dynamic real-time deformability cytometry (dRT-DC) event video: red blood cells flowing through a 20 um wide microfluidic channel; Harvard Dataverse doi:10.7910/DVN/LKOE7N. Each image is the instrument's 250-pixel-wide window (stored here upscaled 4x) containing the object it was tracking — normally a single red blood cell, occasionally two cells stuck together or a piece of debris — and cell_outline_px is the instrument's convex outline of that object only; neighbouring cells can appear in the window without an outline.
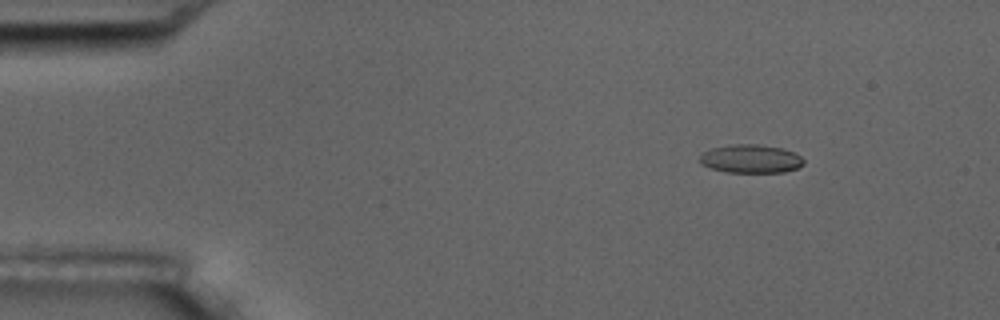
{"species": "common noctule bat (a hibernating species)", "species_latin": "Nyctalus noctula", "temperature_condition": "room temperature", "stored_images_in_passage": 10, "camera_frame_rate_fps": 3000, "um_per_image_px": 0.085, "animal": {"sex": "male", "body_mass_g": 17.5, "forearm_length_mm": 52.3}, "frame": {"image": 1, "passage_image": 1, "time_ms": 0.0, "image_size_px": [1000, 320], "cell_outline_px": [[804, 164], [796, 168], [784, 172], [728, 172], [712, 168], [700, 164], [700, 156], [704, 152], [712, 148], [732, 144], [760, 144], [780, 148], [792, 152], [800, 156], [804, 160]], "centroid_in_image_um": [63.81, 13.49], "position_along_channel_um": 21.2, "area_um2": 17.05}}
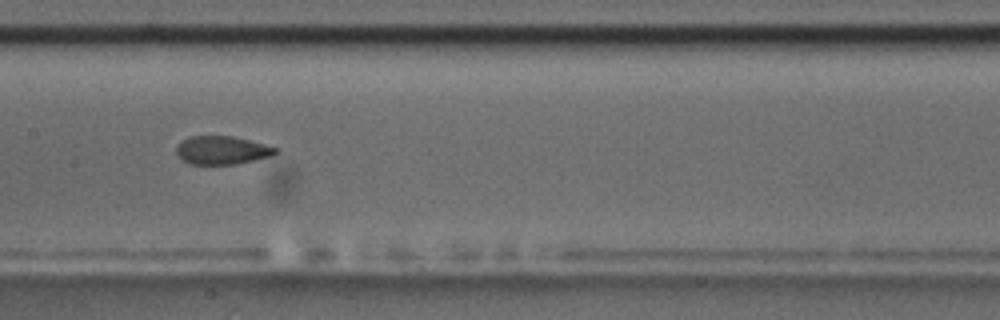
{"frame": {"image": 2, "passage_image": 7, "time_ms": 7.0, "image_size_px": [1000, 320], "cell_outline_px": [[280, 152], [272, 156], [232, 164], [188, 164], [180, 160], [176, 152], [176, 148], [180, 140], [188, 136], [232, 136], [280, 148]], "centroid_in_image_um": [18.84, 12.76], "position_along_channel_um": 188.6, "area_um2": 16.53}}
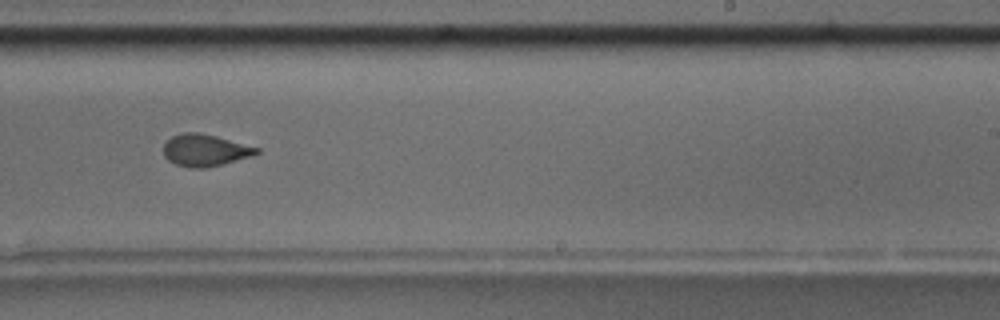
{"frame": {"image": 3, "passage_image": 9, "time_ms": 9.333, "image_size_px": [1000, 320], "cell_outline_px": [[260, 152], [252, 156], [204, 168], [192, 168], [176, 164], [168, 160], [164, 156], [164, 144], [172, 136], [184, 132], [200, 132], [216, 136], [260, 148]], "centroid_in_image_um": [17.42, 12.76], "position_along_channel_um": 271.6, "area_um2": 17.17}}